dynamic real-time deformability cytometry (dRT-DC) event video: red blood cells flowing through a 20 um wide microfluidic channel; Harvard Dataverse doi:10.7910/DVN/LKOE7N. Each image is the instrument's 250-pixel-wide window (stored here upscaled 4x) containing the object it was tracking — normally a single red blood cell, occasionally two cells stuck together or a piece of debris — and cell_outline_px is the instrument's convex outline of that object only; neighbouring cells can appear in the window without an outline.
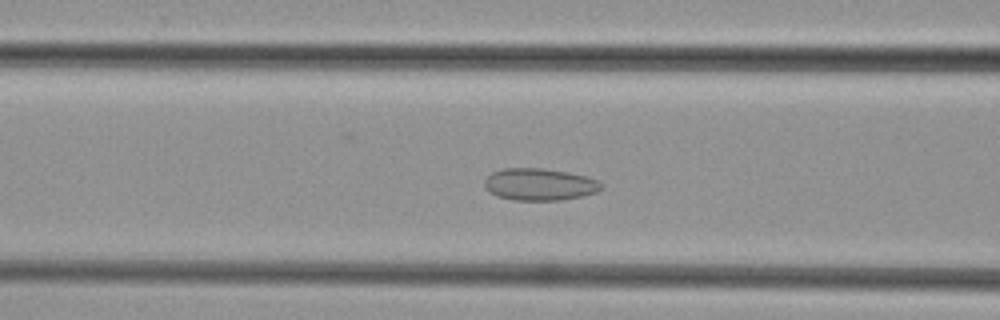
{"species": "common noctule bat (a hibernating species)", "species_latin": "Nyctalus noctula", "temperature_condition": "cold", "stored_images_in_passage": 48, "camera_frame_rate_fps": 3000, "um_per_image_px": 0.085, "animal": {"sex": "female", "body_mass_g": 29.2, "forearm_length_mm": 56.3}, "frame": {"image": 1, "passage_image": 18, "time_ms": 5.667, "image_size_px": [1000, 320], "cell_outline_px": [[604, 188], [596, 192], [584, 196], [560, 200], [512, 200], [496, 196], [484, 188], [484, 180], [492, 172], [504, 168], [544, 168], [568, 172], [588, 176], [604, 184]], "centroid_in_image_um": [45.88, 15.67], "position_along_channel_um": 120.7, "area_um2": 22.14}}
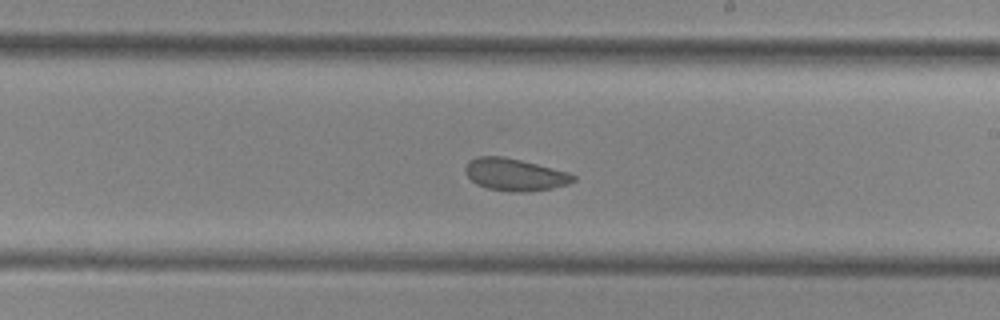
{"frame": {"image": 2, "passage_image": 27, "time_ms": 8.667, "image_size_px": [1000, 320], "cell_outline_px": [[576, 180], [568, 184], [552, 188], [528, 192], [512, 192], [488, 188], [476, 184], [464, 172], [464, 168], [468, 160], [476, 156], [504, 156], [568, 172], [576, 176]], "centroid_in_image_um": [43.73, 14.84], "position_along_channel_um": 245.3, "area_um2": 20.35}}
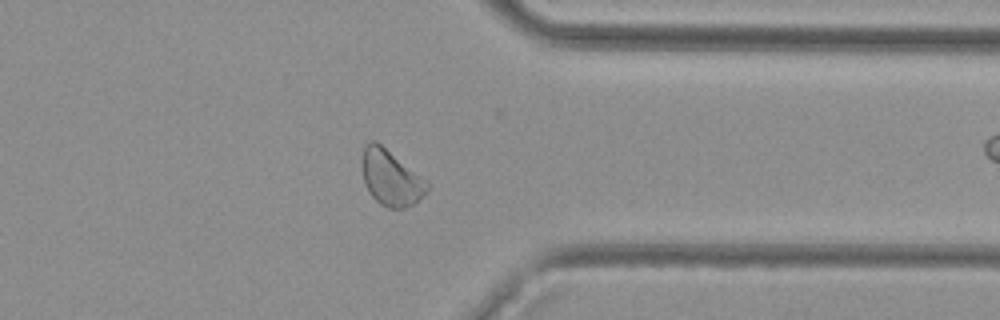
{"frame": {"image": 3, "passage_image": 37, "time_ms": 12.0, "image_size_px": [1000, 320], "cell_outline_px": [[428, 192], [416, 204], [404, 208], [388, 208], [380, 204], [368, 192], [364, 184], [360, 164], [364, 144], [372, 140], [376, 140], [428, 180]], "centroid_in_image_um": [33.22, 15.11], "position_along_channel_um": 378.2, "area_um2": 21.79}}